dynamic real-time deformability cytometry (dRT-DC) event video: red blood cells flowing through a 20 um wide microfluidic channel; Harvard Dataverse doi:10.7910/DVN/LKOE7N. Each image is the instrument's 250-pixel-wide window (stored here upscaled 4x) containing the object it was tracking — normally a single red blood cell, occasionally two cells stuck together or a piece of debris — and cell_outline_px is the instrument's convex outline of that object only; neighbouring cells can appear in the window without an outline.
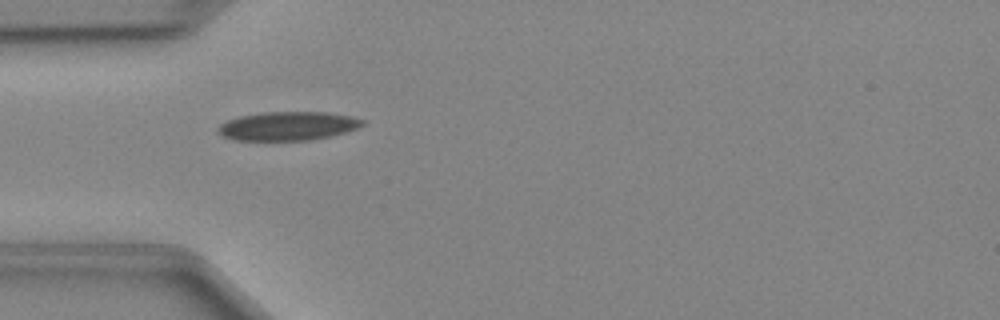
{"species": "Egyptian fruit bat (a non-hibernating species)", "species_latin": "Rousettus aegyptiacus", "temperature_condition": "cold", "stored_images_in_passage": 35, "camera_frame_rate_fps": 3000, "um_per_image_px": 0.085, "animal": {"sex": "female"}, "frame": {"image": 1, "passage_image": 1, "time_ms": 0.0, "image_size_px": [1000, 320], "cell_outline_px": [[364, 124], [356, 128], [344, 132], [312, 140], [232, 140], [220, 136], [216, 128], [220, 124], [228, 120], [240, 116], [264, 112], [328, 112], [352, 116], [364, 120]], "centroid_in_image_um": [24.43, 10.71], "position_along_channel_um": 60.6, "area_um2": 24.22}}
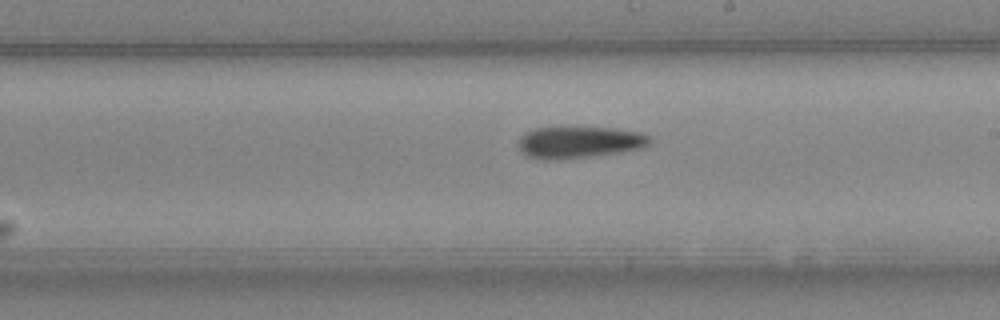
{"frame": {"image": 2, "passage_image": 14, "time_ms": 4.333, "image_size_px": [1000, 320], "cell_outline_px": [[652, 140], [644, 148], [620, 152], [592, 156], [560, 160], [544, 160], [524, 156], [520, 152], [520, 136], [524, 132], [536, 128], [568, 124], [612, 128], [640, 132], [648, 136]], "centroid_in_image_um": [49.19, 12.05], "position_along_channel_um": 239.8, "area_um2": 25.43}}
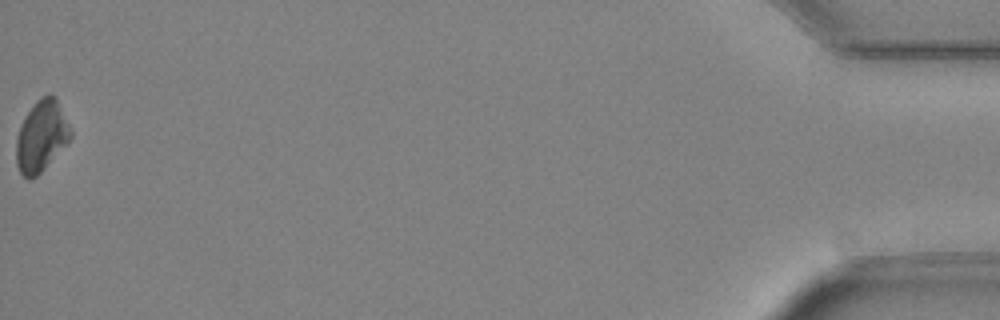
{"frame": {"image": 3, "passage_image": 35, "time_ms": 11.333, "image_size_px": [1000, 320], "cell_outline_px": [[72, 136], [68, 144], [36, 176], [28, 180], [20, 172], [16, 164], [16, 140], [24, 116], [36, 100], [40, 96], [48, 92], [56, 96], [72, 132]], "centroid_in_image_um": [3.53, 11.54], "position_along_channel_um": 431.7, "area_um2": 22.72}}